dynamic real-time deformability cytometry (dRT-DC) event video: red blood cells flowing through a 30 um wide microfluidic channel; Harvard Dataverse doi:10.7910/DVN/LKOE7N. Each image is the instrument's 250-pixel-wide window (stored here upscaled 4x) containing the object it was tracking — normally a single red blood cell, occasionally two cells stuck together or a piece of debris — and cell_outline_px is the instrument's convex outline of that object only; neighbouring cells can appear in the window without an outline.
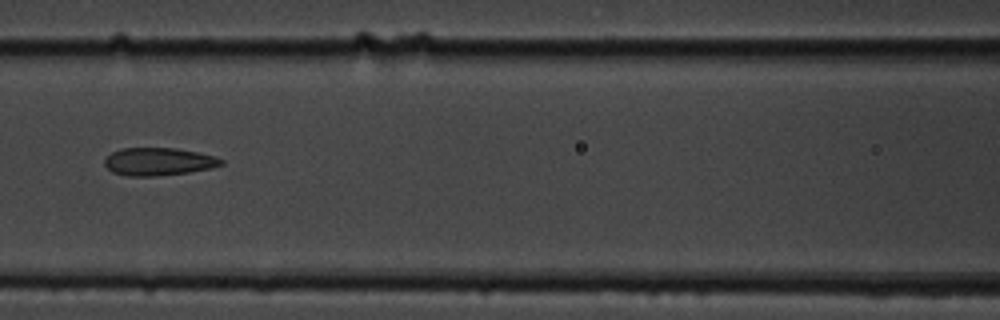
{"species": "common noctule bat (a hibernating species)", "species_latin": "Nyctalus noctula", "temperature_condition": "cold", "stored_images_in_passage": 9, "camera_frame_rate_fps": 3000, "um_per_image_px": 0.085, "animal": {"sex": "male", "body_mass_g": 19.5, "forearm_length_mm": 54.6}, "frame": {"image": 1, "passage_image": 3, "time_ms": 2.333, "image_size_px": [1000, 320], "cell_outline_px": [[224, 164], [212, 168], [188, 172], [156, 176], [128, 176], [112, 172], [104, 164], [104, 160], [112, 152], [120, 148], [176, 148], [196, 152], [212, 156], [224, 160]], "centroid_in_image_um": [13.46, 13.74], "position_along_channel_um": 153.1, "area_um2": 18.79}}
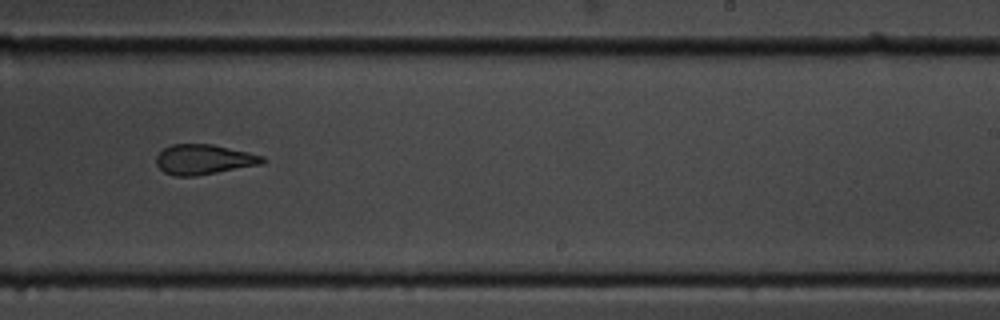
{"frame": {"image": 2, "passage_image": 6, "time_ms": 5.667, "image_size_px": [1000, 320], "cell_outline_px": [[268, 160], [264, 164], [196, 176], [176, 176], [164, 172], [156, 164], [156, 156], [164, 148], [172, 144], [212, 144], [248, 152], [264, 156]], "centroid_in_image_um": [17.36, 13.56], "position_along_channel_um": 271.6, "area_um2": 18.73}}
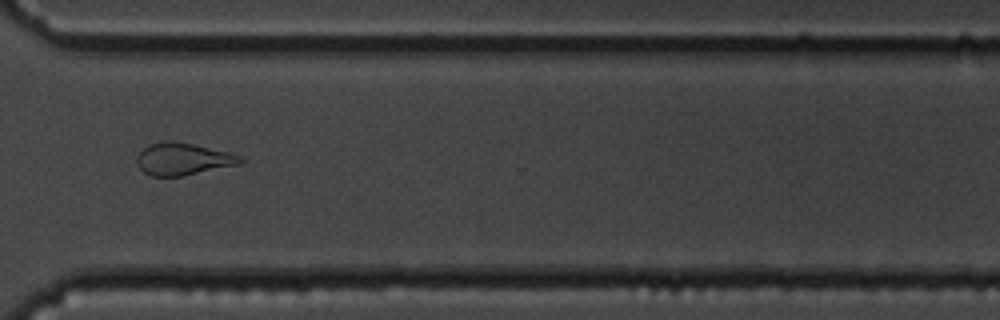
{"frame": {"image": 3, "passage_image": 8, "time_ms": 8.0, "image_size_px": [1000, 320], "cell_outline_px": [[244, 160], [240, 164], [184, 176], [152, 176], [144, 172], [136, 164], [136, 156], [148, 144], [192, 144], [228, 152], [240, 156]], "centroid_in_image_um": [15.56, 13.57], "position_along_channel_um": 355.0, "area_um2": 18.73}}